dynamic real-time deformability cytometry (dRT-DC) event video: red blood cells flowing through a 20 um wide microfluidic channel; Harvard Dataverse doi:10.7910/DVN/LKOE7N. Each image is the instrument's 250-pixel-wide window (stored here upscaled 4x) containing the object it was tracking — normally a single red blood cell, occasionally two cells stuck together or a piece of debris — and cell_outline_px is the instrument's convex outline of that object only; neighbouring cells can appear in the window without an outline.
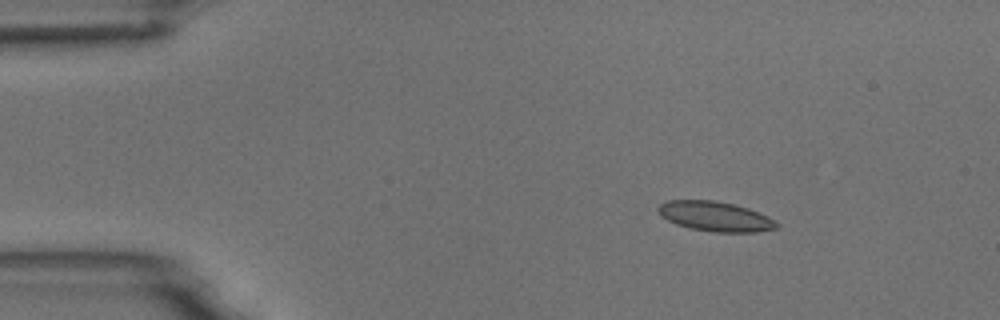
{"species": "common noctule bat (a hibernating species)", "species_latin": "Nyctalus noctula", "temperature_condition": "room temperature", "stored_images_in_passage": 6, "camera_frame_rate_fps": 3000, "um_per_image_px": 0.085, "animal": {"sex": "male", "body_mass_g": 18.8}, "frame": {"image": 1, "passage_image": 2, "time_ms": 1.0, "image_size_px": [1000, 320], "cell_outline_px": [[780, 228], [756, 232], [716, 232], [688, 228], [676, 224], [660, 216], [656, 208], [660, 204], [668, 200], [716, 200], [748, 208], [768, 216], [776, 220], [780, 224]], "centroid_in_image_um": [60.81, 18.4], "position_along_channel_um": 24.2, "area_um2": 20.81}}
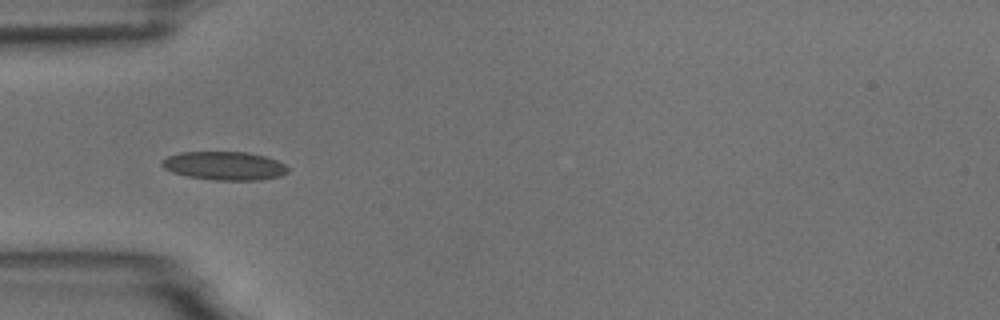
{"frame": {"image": 2, "passage_image": 4, "time_ms": 4.0, "image_size_px": [1000, 320], "cell_outline_px": [[288, 172], [280, 176], [260, 180], [216, 180], [188, 176], [172, 172], [164, 168], [160, 164], [160, 160], [168, 156], [180, 152], [248, 152], [264, 156], [276, 160], [284, 164], [288, 168]], "centroid_in_image_um": [19.06, 14.09], "position_along_channel_um": 65.9, "area_um2": 20.92}}